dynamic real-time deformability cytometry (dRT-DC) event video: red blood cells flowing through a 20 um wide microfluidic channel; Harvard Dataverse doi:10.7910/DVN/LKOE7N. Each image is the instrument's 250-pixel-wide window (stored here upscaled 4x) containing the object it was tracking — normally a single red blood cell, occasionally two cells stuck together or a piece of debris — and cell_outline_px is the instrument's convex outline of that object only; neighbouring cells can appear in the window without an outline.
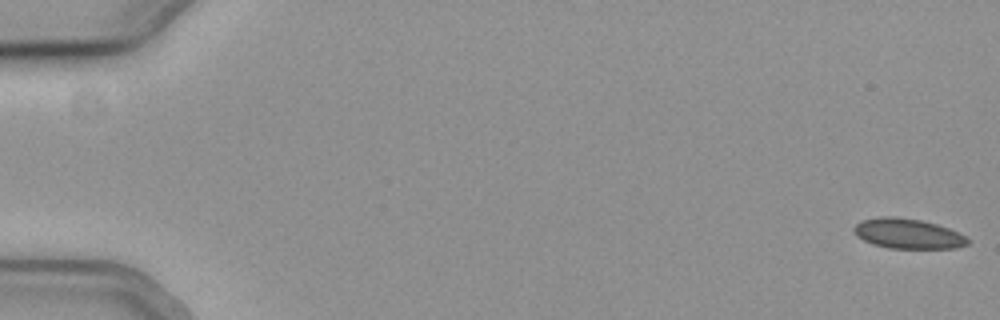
{"species": "common noctule bat (a hibernating species)", "species_latin": "Nyctalus noctula", "temperature_condition": "cold", "stored_images_in_passage": 56, "camera_frame_rate_fps": 3000, "um_per_image_px": 0.085, "animal": {"sex": "female", "body_mass_g": 19.3, "forearm_length_mm": 54.1}, "frame": {"image": 1, "passage_image": 1, "time_ms": 0.0, "image_size_px": [1000, 320], "cell_outline_px": [[968, 244], [956, 248], [888, 248], [872, 244], [856, 236], [852, 228], [860, 220], [884, 216], [892, 216], [920, 220], [936, 224], [948, 228], [964, 236], [968, 240]], "centroid_in_image_um": [77.11, 19.86], "position_along_channel_um": 7.9, "area_um2": 19.77}}
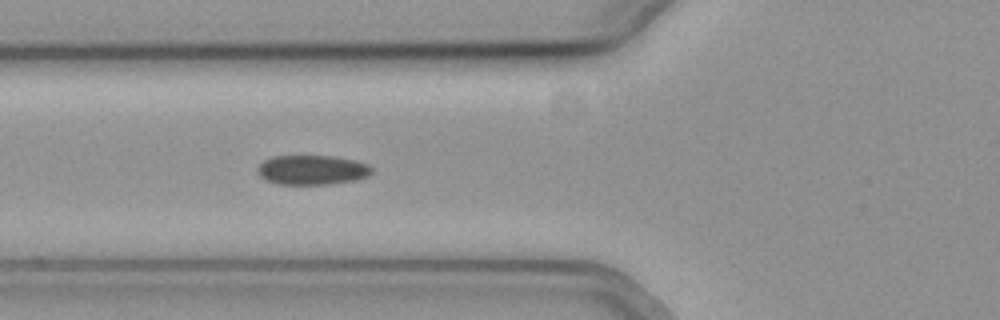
{"frame": {"image": 2, "passage_image": 22, "time_ms": 7.0, "image_size_px": [1000, 320], "cell_outline_px": [[372, 172], [368, 176], [356, 180], [332, 184], [276, 184], [260, 176], [256, 172], [256, 168], [264, 160], [272, 156], [332, 156], [352, 160], [368, 164], [372, 168]], "centroid_in_image_um": [26.51, 14.45], "position_along_channel_um": 99.3, "area_um2": 19.71}}
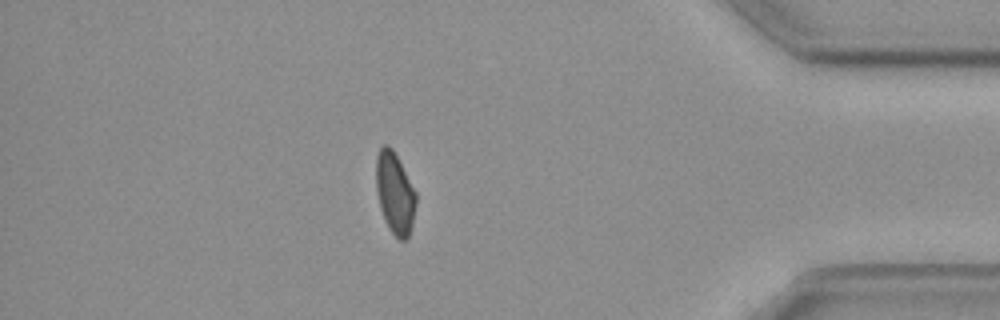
{"frame": {"image": 3, "passage_image": 49, "time_ms": 16.0, "image_size_px": [1000, 320], "cell_outline_px": [[416, 204], [412, 224], [408, 236], [404, 240], [400, 240], [388, 228], [384, 220], [380, 208], [376, 188], [376, 156], [380, 148], [384, 144], [388, 144], [392, 148], [416, 192]], "centroid_in_image_um": [33.55, 16.4], "position_along_channel_um": 401.7, "area_um2": 18.84}, "authors_computed_cell_mechanics": {"area_um2": 20.0855, "velocity_mm_per_s": 3.7846, "shape_relaxation_time_tau1_ms": 7.5702, "shape_relaxation_time_tau2_ms": null, "deformation_change_tau1": 0.1121, "deformation_change_tau2": null}}